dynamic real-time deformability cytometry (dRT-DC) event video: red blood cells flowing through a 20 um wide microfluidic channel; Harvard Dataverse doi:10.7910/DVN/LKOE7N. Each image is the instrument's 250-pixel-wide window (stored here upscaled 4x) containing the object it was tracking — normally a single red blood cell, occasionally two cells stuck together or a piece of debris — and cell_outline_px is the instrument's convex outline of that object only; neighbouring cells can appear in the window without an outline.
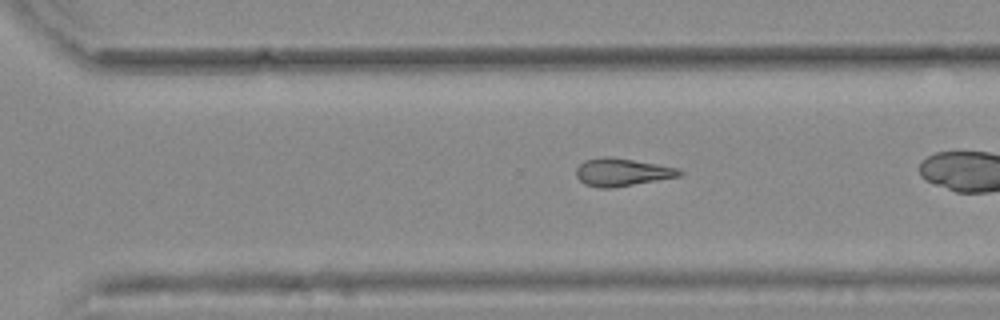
{"species": "common noctule bat (a hibernating species)", "species_latin": "Nyctalus noctula", "temperature_condition": "warm", "stored_images_in_passage": 37, "camera_frame_rate_fps": 3000, "um_per_image_px": 0.085, "animal": {"sex": "female", "body_mass_g": 25.1}, "frame": {"image": 1, "passage_image": 32, "time_ms": 10.333, "image_size_px": [1000, 320], "cell_outline_px": [[684, 172], [680, 176], [612, 188], [596, 188], [584, 184], [576, 176], [576, 168], [584, 160], [604, 156], [608, 156], [680, 168]], "centroid_in_image_um": [52.85, 14.64], "position_along_channel_um": 317.8, "area_um2": 16.7}}